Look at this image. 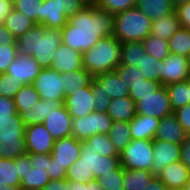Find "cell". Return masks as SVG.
<instances>
[{
    "instance_id": "obj_30",
    "label": "cell",
    "mask_w": 190,
    "mask_h": 190,
    "mask_svg": "<svg viewBox=\"0 0 190 190\" xmlns=\"http://www.w3.org/2000/svg\"><path fill=\"white\" fill-rule=\"evenodd\" d=\"M3 25L17 39L19 36L24 35L36 24L23 13L12 9L10 14L4 19Z\"/></svg>"
},
{
    "instance_id": "obj_11",
    "label": "cell",
    "mask_w": 190,
    "mask_h": 190,
    "mask_svg": "<svg viewBox=\"0 0 190 190\" xmlns=\"http://www.w3.org/2000/svg\"><path fill=\"white\" fill-rule=\"evenodd\" d=\"M160 71V83L164 86L185 81L190 77L188 57L170 53L160 61Z\"/></svg>"
},
{
    "instance_id": "obj_31",
    "label": "cell",
    "mask_w": 190,
    "mask_h": 190,
    "mask_svg": "<svg viewBox=\"0 0 190 190\" xmlns=\"http://www.w3.org/2000/svg\"><path fill=\"white\" fill-rule=\"evenodd\" d=\"M147 55L145 47L140 41L121 43V61L122 65L139 67L142 57Z\"/></svg>"
},
{
    "instance_id": "obj_54",
    "label": "cell",
    "mask_w": 190,
    "mask_h": 190,
    "mask_svg": "<svg viewBox=\"0 0 190 190\" xmlns=\"http://www.w3.org/2000/svg\"><path fill=\"white\" fill-rule=\"evenodd\" d=\"M15 165H18V174L21 179L26 176L27 172L33 168L30 163L28 153L16 157Z\"/></svg>"
},
{
    "instance_id": "obj_21",
    "label": "cell",
    "mask_w": 190,
    "mask_h": 190,
    "mask_svg": "<svg viewBox=\"0 0 190 190\" xmlns=\"http://www.w3.org/2000/svg\"><path fill=\"white\" fill-rule=\"evenodd\" d=\"M186 136L185 130L177 121L176 116L172 113L160 119L155 139L182 145Z\"/></svg>"
},
{
    "instance_id": "obj_58",
    "label": "cell",
    "mask_w": 190,
    "mask_h": 190,
    "mask_svg": "<svg viewBox=\"0 0 190 190\" xmlns=\"http://www.w3.org/2000/svg\"><path fill=\"white\" fill-rule=\"evenodd\" d=\"M70 184L69 190H104L96 180L89 181L88 183L82 184L80 182L68 181Z\"/></svg>"
},
{
    "instance_id": "obj_60",
    "label": "cell",
    "mask_w": 190,
    "mask_h": 190,
    "mask_svg": "<svg viewBox=\"0 0 190 190\" xmlns=\"http://www.w3.org/2000/svg\"><path fill=\"white\" fill-rule=\"evenodd\" d=\"M13 9V0H0V24L10 14Z\"/></svg>"
},
{
    "instance_id": "obj_19",
    "label": "cell",
    "mask_w": 190,
    "mask_h": 190,
    "mask_svg": "<svg viewBox=\"0 0 190 190\" xmlns=\"http://www.w3.org/2000/svg\"><path fill=\"white\" fill-rule=\"evenodd\" d=\"M64 100H42L30 107H23V111L19 114L25 126L41 124L53 109H58L63 105Z\"/></svg>"
},
{
    "instance_id": "obj_40",
    "label": "cell",
    "mask_w": 190,
    "mask_h": 190,
    "mask_svg": "<svg viewBox=\"0 0 190 190\" xmlns=\"http://www.w3.org/2000/svg\"><path fill=\"white\" fill-rule=\"evenodd\" d=\"M43 0H13V9L23 13L35 24L41 25Z\"/></svg>"
},
{
    "instance_id": "obj_63",
    "label": "cell",
    "mask_w": 190,
    "mask_h": 190,
    "mask_svg": "<svg viewBox=\"0 0 190 190\" xmlns=\"http://www.w3.org/2000/svg\"><path fill=\"white\" fill-rule=\"evenodd\" d=\"M190 0H171V2L173 3V5L175 7L179 6L180 4H183V3H187L189 2Z\"/></svg>"
},
{
    "instance_id": "obj_14",
    "label": "cell",
    "mask_w": 190,
    "mask_h": 190,
    "mask_svg": "<svg viewBox=\"0 0 190 190\" xmlns=\"http://www.w3.org/2000/svg\"><path fill=\"white\" fill-rule=\"evenodd\" d=\"M153 153L154 160L151 165V172L157 175L168 164L181 161L182 146L169 141L154 139Z\"/></svg>"
},
{
    "instance_id": "obj_18",
    "label": "cell",
    "mask_w": 190,
    "mask_h": 190,
    "mask_svg": "<svg viewBox=\"0 0 190 190\" xmlns=\"http://www.w3.org/2000/svg\"><path fill=\"white\" fill-rule=\"evenodd\" d=\"M80 152L81 141L70 136L55 141L51 156L67 171L76 159L79 158Z\"/></svg>"
},
{
    "instance_id": "obj_33",
    "label": "cell",
    "mask_w": 190,
    "mask_h": 190,
    "mask_svg": "<svg viewBox=\"0 0 190 190\" xmlns=\"http://www.w3.org/2000/svg\"><path fill=\"white\" fill-rule=\"evenodd\" d=\"M108 136L117 152L120 154L124 148L132 141L129 122H113L109 129Z\"/></svg>"
},
{
    "instance_id": "obj_2",
    "label": "cell",
    "mask_w": 190,
    "mask_h": 190,
    "mask_svg": "<svg viewBox=\"0 0 190 190\" xmlns=\"http://www.w3.org/2000/svg\"><path fill=\"white\" fill-rule=\"evenodd\" d=\"M18 54L29 55L42 68H51L55 50L62 44V31L36 24L17 38Z\"/></svg>"
},
{
    "instance_id": "obj_26",
    "label": "cell",
    "mask_w": 190,
    "mask_h": 190,
    "mask_svg": "<svg viewBox=\"0 0 190 190\" xmlns=\"http://www.w3.org/2000/svg\"><path fill=\"white\" fill-rule=\"evenodd\" d=\"M136 8L142 11L152 21L170 14L176 10L171 0H137Z\"/></svg>"
},
{
    "instance_id": "obj_53",
    "label": "cell",
    "mask_w": 190,
    "mask_h": 190,
    "mask_svg": "<svg viewBox=\"0 0 190 190\" xmlns=\"http://www.w3.org/2000/svg\"><path fill=\"white\" fill-rule=\"evenodd\" d=\"M93 98L95 110L99 112H106L112 100L109 95H106L103 92H95L93 90Z\"/></svg>"
},
{
    "instance_id": "obj_23",
    "label": "cell",
    "mask_w": 190,
    "mask_h": 190,
    "mask_svg": "<svg viewBox=\"0 0 190 190\" xmlns=\"http://www.w3.org/2000/svg\"><path fill=\"white\" fill-rule=\"evenodd\" d=\"M159 122V118L137 114L129 122L132 139L154 140Z\"/></svg>"
},
{
    "instance_id": "obj_28",
    "label": "cell",
    "mask_w": 190,
    "mask_h": 190,
    "mask_svg": "<svg viewBox=\"0 0 190 190\" xmlns=\"http://www.w3.org/2000/svg\"><path fill=\"white\" fill-rule=\"evenodd\" d=\"M81 149H94L102 156L119 157V153L112 144L108 134L98 133L81 141Z\"/></svg>"
},
{
    "instance_id": "obj_68",
    "label": "cell",
    "mask_w": 190,
    "mask_h": 190,
    "mask_svg": "<svg viewBox=\"0 0 190 190\" xmlns=\"http://www.w3.org/2000/svg\"><path fill=\"white\" fill-rule=\"evenodd\" d=\"M189 68H190V54L188 56Z\"/></svg>"
},
{
    "instance_id": "obj_27",
    "label": "cell",
    "mask_w": 190,
    "mask_h": 190,
    "mask_svg": "<svg viewBox=\"0 0 190 190\" xmlns=\"http://www.w3.org/2000/svg\"><path fill=\"white\" fill-rule=\"evenodd\" d=\"M61 79H63L64 96L67 97L78 88L89 86L94 77L84 68H81L79 70L61 73Z\"/></svg>"
},
{
    "instance_id": "obj_39",
    "label": "cell",
    "mask_w": 190,
    "mask_h": 190,
    "mask_svg": "<svg viewBox=\"0 0 190 190\" xmlns=\"http://www.w3.org/2000/svg\"><path fill=\"white\" fill-rule=\"evenodd\" d=\"M170 53L188 57L190 54V29L181 27L169 40Z\"/></svg>"
},
{
    "instance_id": "obj_9",
    "label": "cell",
    "mask_w": 190,
    "mask_h": 190,
    "mask_svg": "<svg viewBox=\"0 0 190 190\" xmlns=\"http://www.w3.org/2000/svg\"><path fill=\"white\" fill-rule=\"evenodd\" d=\"M32 85L42 100H64V86L61 74L53 68L40 70Z\"/></svg>"
},
{
    "instance_id": "obj_57",
    "label": "cell",
    "mask_w": 190,
    "mask_h": 190,
    "mask_svg": "<svg viewBox=\"0 0 190 190\" xmlns=\"http://www.w3.org/2000/svg\"><path fill=\"white\" fill-rule=\"evenodd\" d=\"M70 184L66 178L52 179L41 190H69Z\"/></svg>"
},
{
    "instance_id": "obj_25",
    "label": "cell",
    "mask_w": 190,
    "mask_h": 190,
    "mask_svg": "<svg viewBox=\"0 0 190 190\" xmlns=\"http://www.w3.org/2000/svg\"><path fill=\"white\" fill-rule=\"evenodd\" d=\"M181 28L176 10L170 14L162 16L160 19L152 21V36H157L168 41Z\"/></svg>"
},
{
    "instance_id": "obj_37",
    "label": "cell",
    "mask_w": 190,
    "mask_h": 190,
    "mask_svg": "<svg viewBox=\"0 0 190 190\" xmlns=\"http://www.w3.org/2000/svg\"><path fill=\"white\" fill-rule=\"evenodd\" d=\"M26 153L25 138H0V158L15 159Z\"/></svg>"
},
{
    "instance_id": "obj_44",
    "label": "cell",
    "mask_w": 190,
    "mask_h": 190,
    "mask_svg": "<svg viewBox=\"0 0 190 190\" xmlns=\"http://www.w3.org/2000/svg\"><path fill=\"white\" fill-rule=\"evenodd\" d=\"M138 68L145 79L160 82V61L150 54L142 57Z\"/></svg>"
},
{
    "instance_id": "obj_36",
    "label": "cell",
    "mask_w": 190,
    "mask_h": 190,
    "mask_svg": "<svg viewBox=\"0 0 190 190\" xmlns=\"http://www.w3.org/2000/svg\"><path fill=\"white\" fill-rule=\"evenodd\" d=\"M25 124L18 113L0 120V138H25Z\"/></svg>"
},
{
    "instance_id": "obj_49",
    "label": "cell",
    "mask_w": 190,
    "mask_h": 190,
    "mask_svg": "<svg viewBox=\"0 0 190 190\" xmlns=\"http://www.w3.org/2000/svg\"><path fill=\"white\" fill-rule=\"evenodd\" d=\"M177 121L185 130L186 135H190V103L182 108L173 111Z\"/></svg>"
},
{
    "instance_id": "obj_8",
    "label": "cell",
    "mask_w": 190,
    "mask_h": 190,
    "mask_svg": "<svg viewBox=\"0 0 190 190\" xmlns=\"http://www.w3.org/2000/svg\"><path fill=\"white\" fill-rule=\"evenodd\" d=\"M112 124L113 120L107 112L94 110L87 116L72 118L71 136L76 140L83 141L98 133L108 134Z\"/></svg>"
},
{
    "instance_id": "obj_43",
    "label": "cell",
    "mask_w": 190,
    "mask_h": 190,
    "mask_svg": "<svg viewBox=\"0 0 190 190\" xmlns=\"http://www.w3.org/2000/svg\"><path fill=\"white\" fill-rule=\"evenodd\" d=\"M96 181L104 190H124L123 167L119 165L116 169L97 177Z\"/></svg>"
},
{
    "instance_id": "obj_50",
    "label": "cell",
    "mask_w": 190,
    "mask_h": 190,
    "mask_svg": "<svg viewBox=\"0 0 190 190\" xmlns=\"http://www.w3.org/2000/svg\"><path fill=\"white\" fill-rule=\"evenodd\" d=\"M66 170L64 167H61L57 161L48 154V166H47V173L49 178L52 179H63L66 178Z\"/></svg>"
},
{
    "instance_id": "obj_45",
    "label": "cell",
    "mask_w": 190,
    "mask_h": 190,
    "mask_svg": "<svg viewBox=\"0 0 190 190\" xmlns=\"http://www.w3.org/2000/svg\"><path fill=\"white\" fill-rule=\"evenodd\" d=\"M94 3L100 9L115 15L119 12L136 7L137 0H95Z\"/></svg>"
},
{
    "instance_id": "obj_41",
    "label": "cell",
    "mask_w": 190,
    "mask_h": 190,
    "mask_svg": "<svg viewBox=\"0 0 190 190\" xmlns=\"http://www.w3.org/2000/svg\"><path fill=\"white\" fill-rule=\"evenodd\" d=\"M15 109L18 114L23 111V107H30L36 104L41 98L32 84L22 85L14 96Z\"/></svg>"
},
{
    "instance_id": "obj_20",
    "label": "cell",
    "mask_w": 190,
    "mask_h": 190,
    "mask_svg": "<svg viewBox=\"0 0 190 190\" xmlns=\"http://www.w3.org/2000/svg\"><path fill=\"white\" fill-rule=\"evenodd\" d=\"M51 68L60 74L83 68L82 54L63 43L55 50Z\"/></svg>"
},
{
    "instance_id": "obj_15",
    "label": "cell",
    "mask_w": 190,
    "mask_h": 190,
    "mask_svg": "<svg viewBox=\"0 0 190 190\" xmlns=\"http://www.w3.org/2000/svg\"><path fill=\"white\" fill-rule=\"evenodd\" d=\"M41 69L32 56L18 54L9 65L6 73L14 77L17 83L22 86L32 84Z\"/></svg>"
},
{
    "instance_id": "obj_67",
    "label": "cell",
    "mask_w": 190,
    "mask_h": 190,
    "mask_svg": "<svg viewBox=\"0 0 190 190\" xmlns=\"http://www.w3.org/2000/svg\"><path fill=\"white\" fill-rule=\"evenodd\" d=\"M187 83H188L189 88H190V77L187 79Z\"/></svg>"
},
{
    "instance_id": "obj_10",
    "label": "cell",
    "mask_w": 190,
    "mask_h": 190,
    "mask_svg": "<svg viewBox=\"0 0 190 190\" xmlns=\"http://www.w3.org/2000/svg\"><path fill=\"white\" fill-rule=\"evenodd\" d=\"M136 113L159 119L171 115L173 110L166 86L162 85L153 94L141 97V100L136 103Z\"/></svg>"
},
{
    "instance_id": "obj_7",
    "label": "cell",
    "mask_w": 190,
    "mask_h": 190,
    "mask_svg": "<svg viewBox=\"0 0 190 190\" xmlns=\"http://www.w3.org/2000/svg\"><path fill=\"white\" fill-rule=\"evenodd\" d=\"M153 154V140L132 139L119 154L120 165L124 169L151 171Z\"/></svg>"
},
{
    "instance_id": "obj_62",
    "label": "cell",
    "mask_w": 190,
    "mask_h": 190,
    "mask_svg": "<svg viewBox=\"0 0 190 190\" xmlns=\"http://www.w3.org/2000/svg\"><path fill=\"white\" fill-rule=\"evenodd\" d=\"M21 188H17L14 186H9V185H0V190H20Z\"/></svg>"
},
{
    "instance_id": "obj_56",
    "label": "cell",
    "mask_w": 190,
    "mask_h": 190,
    "mask_svg": "<svg viewBox=\"0 0 190 190\" xmlns=\"http://www.w3.org/2000/svg\"><path fill=\"white\" fill-rule=\"evenodd\" d=\"M17 39L11 32L3 25L0 24V46H17Z\"/></svg>"
},
{
    "instance_id": "obj_65",
    "label": "cell",
    "mask_w": 190,
    "mask_h": 190,
    "mask_svg": "<svg viewBox=\"0 0 190 190\" xmlns=\"http://www.w3.org/2000/svg\"><path fill=\"white\" fill-rule=\"evenodd\" d=\"M87 3H94V0H85Z\"/></svg>"
},
{
    "instance_id": "obj_24",
    "label": "cell",
    "mask_w": 190,
    "mask_h": 190,
    "mask_svg": "<svg viewBox=\"0 0 190 190\" xmlns=\"http://www.w3.org/2000/svg\"><path fill=\"white\" fill-rule=\"evenodd\" d=\"M113 122H130L136 115V103L129 96L112 99L107 111Z\"/></svg>"
},
{
    "instance_id": "obj_1",
    "label": "cell",
    "mask_w": 190,
    "mask_h": 190,
    "mask_svg": "<svg viewBox=\"0 0 190 190\" xmlns=\"http://www.w3.org/2000/svg\"><path fill=\"white\" fill-rule=\"evenodd\" d=\"M114 15L88 3L77 14L68 18L61 29L62 43L83 54L101 38L113 35Z\"/></svg>"
},
{
    "instance_id": "obj_32",
    "label": "cell",
    "mask_w": 190,
    "mask_h": 190,
    "mask_svg": "<svg viewBox=\"0 0 190 190\" xmlns=\"http://www.w3.org/2000/svg\"><path fill=\"white\" fill-rule=\"evenodd\" d=\"M166 89L173 111L190 103V88L187 80L171 83L166 86Z\"/></svg>"
},
{
    "instance_id": "obj_51",
    "label": "cell",
    "mask_w": 190,
    "mask_h": 190,
    "mask_svg": "<svg viewBox=\"0 0 190 190\" xmlns=\"http://www.w3.org/2000/svg\"><path fill=\"white\" fill-rule=\"evenodd\" d=\"M16 113L14 99L0 96V120L10 119Z\"/></svg>"
},
{
    "instance_id": "obj_59",
    "label": "cell",
    "mask_w": 190,
    "mask_h": 190,
    "mask_svg": "<svg viewBox=\"0 0 190 190\" xmlns=\"http://www.w3.org/2000/svg\"><path fill=\"white\" fill-rule=\"evenodd\" d=\"M181 146V161L190 171V135L186 136V139Z\"/></svg>"
},
{
    "instance_id": "obj_34",
    "label": "cell",
    "mask_w": 190,
    "mask_h": 190,
    "mask_svg": "<svg viewBox=\"0 0 190 190\" xmlns=\"http://www.w3.org/2000/svg\"><path fill=\"white\" fill-rule=\"evenodd\" d=\"M162 84L158 81L147 80L142 77V80L129 81V94L128 96L137 103L141 100V97H146L147 95L153 94V92L157 91Z\"/></svg>"
},
{
    "instance_id": "obj_16",
    "label": "cell",
    "mask_w": 190,
    "mask_h": 190,
    "mask_svg": "<svg viewBox=\"0 0 190 190\" xmlns=\"http://www.w3.org/2000/svg\"><path fill=\"white\" fill-rule=\"evenodd\" d=\"M91 85L95 92H103L111 99L127 97L129 94L128 84L120 79L116 71L98 74Z\"/></svg>"
},
{
    "instance_id": "obj_12",
    "label": "cell",
    "mask_w": 190,
    "mask_h": 190,
    "mask_svg": "<svg viewBox=\"0 0 190 190\" xmlns=\"http://www.w3.org/2000/svg\"><path fill=\"white\" fill-rule=\"evenodd\" d=\"M63 105L72 118L91 114L95 110L92 85L71 92L64 98Z\"/></svg>"
},
{
    "instance_id": "obj_35",
    "label": "cell",
    "mask_w": 190,
    "mask_h": 190,
    "mask_svg": "<svg viewBox=\"0 0 190 190\" xmlns=\"http://www.w3.org/2000/svg\"><path fill=\"white\" fill-rule=\"evenodd\" d=\"M9 185L20 188L21 178L18 174V165L15 159L0 158V185Z\"/></svg>"
},
{
    "instance_id": "obj_4",
    "label": "cell",
    "mask_w": 190,
    "mask_h": 190,
    "mask_svg": "<svg viewBox=\"0 0 190 190\" xmlns=\"http://www.w3.org/2000/svg\"><path fill=\"white\" fill-rule=\"evenodd\" d=\"M83 68L93 77L115 71L121 61V42L113 35L101 38L82 54Z\"/></svg>"
},
{
    "instance_id": "obj_13",
    "label": "cell",
    "mask_w": 190,
    "mask_h": 190,
    "mask_svg": "<svg viewBox=\"0 0 190 190\" xmlns=\"http://www.w3.org/2000/svg\"><path fill=\"white\" fill-rule=\"evenodd\" d=\"M24 137L27 153H52L55 140L43 123L26 126Z\"/></svg>"
},
{
    "instance_id": "obj_17",
    "label": "cell",
    "mask_w": 190,
    "mask_h": 190,
    "mask_svg": "<svg viewBox=\"0 0 190 190\" xmlns=\"http://www.w3.org/2000/svg\"><path fill=\"white\" fill-rule=\"evenodd\" d=\"M43 124L55 141L72 135V116L64 105L58 109H53L45 118Z\"/></svg>"
},
{
    "instance_id": "obj_5",
    "label": "cell",
    "mask_w": 190,
    "mask_h": 190,
    "mask_svg": "<svg viewBox=\"0 0 190 190\" xmlns=\"http://www.w3.org/2000/svg\"><path fill=\"white\" fill-rule=\"evenodd\" d=\"M152 20L133 7L114 15L113 36L118 41L142 42L151 33Z\"/></svg>"
},
{
    "instance_id": "obj_52",
    "label": "cell",
    "mask_w": 190,
    "mask_h": 190,
    "mask_svg": "<svg viewBox=\"0 0 190 190\" xmlns=\"http://www.w3.org/2000/svg\"><path fill=\"white\" fill-rule=\"evenodd\" d=\"M176 12L181 27L190 29V1L177 6Z\"/></svg>"
},
{
    "instance_id": "obj_3",
    "label": "cell",
    "mask_w": 190,
    "mask_h": 190,
    "mask_svg": "<svg viewBox=\"0 0 190 190\" xmlns=\"http://www.w3.org/2000/svg\"><path fill=\"white\" fill-rule=\"evenodd\" d=\"M119 165V157L102 156L94 149H81L79 158L68 168L66 179L85 184Z\"/></svg>"
},
{
    "instance_id": "obj_46",
    "label": "cell",
    "mask_w": 190,
    "mask_h": 190,
    "mask_svg": "<svg viewBox=\"0 0 190 190\" xmlns=\"http://www.w3.org/2000/svg\"><path fill=\"white\" fill-rule=\"evenodd\" d=\"M21 85L11 75L7 73L0 74V96L14 98L20 90Z\"/></svg>"
},
{
    "instance_id": "obj_61",
    "label": "cell",
    "mask_w": 190,
    "mask_h": 190,
    "mask_svg": "<svg viewBox=\"0 0 190 190\" xmlns=\"http://www.w3.org/2000/svg\"><path fill=\"white\" fill-rule=\"evenodd\" d=\"M142 190H169L166 185L155 176Z\"/></svg>"
},
{
    "instance_id": "obj_55",
    "label": "cell",
    "mask_w": 190,
    "mask_h": 190,
    "mask_svg": "<svg viewBox=\"0 0 190 190\" xmlns=\"http://www.w3.org/2000/svg\"><path fill=\"white\" fill-rule=\"evenodd\" d=\"M31 165L34 168H41L47 170L48 154L28 153Z\"/></svg>"
},
{
    "instance_id": "obj_29",
    "label": "cell",
    "mask_w": 190,
    "mask_h": 190,
    "mask_svg": "<svg viewBox=\"0 0 190 190\" xmlns=\"http://www.w3.org/2000/svg\"><path fill=\"white\" fill-rule=\"evenodd\" d=\"M155 176L148 170L123 168V188L124 190H142Z\"/></svg>"
},
{
    "instance_id": "obj_66",
    "label": "cell",
    "mask_w": 190,
    "mask_h": 190,
    "mask_svg": "<svg viewBox=\"0 0 190 190\" xmlns=\"http://www.w3.org/2000/svg\"><path fill=\"white\" fill-rule=\"evenodd\" d=\"M169 190H184V188H176V189H169Z\"/></svg>"
},
{
    "instance_id": "obj_42",
    "label": "cell",
    "mask_w": 190,
    "mask_h": 190,
    "mask_svg": "<svg viewBox=\"0 0 190 190\" xmlns=\"http://www.w3.org/2000/svg\"><path fill=\"white\" fill-rule=\"evenodd\" d=\"M146 53L153 56L158 61H163L169 54V44L157 36L149 35L142 41Z\"/></svg>"
},
{
    "instance_id": "obj_48",
    "label": "cell",
    "mask_w": 190,
    "mask_h": 190,
    "mask_svg": "<svg viewBox=\"0 0 190 190\" xmlns=\"http://www.w3.org/2000/svg\"><path fill=\"white\" fill-rule=\"evenodd\" d=\"M115 71L126 84H128L129 81L142 80L143 77L141 70L135 66L119 64Z\"/></svg>"
},
{
    "instance_id": "obj_22",
    "label": "cell",
    "mask_w": 190,
    "mask_h": 190,
    "mask_svg": "<svg viewBox=\"0 0 190 190\" xmlns=\"http://www.w3.org/2000/svg\"><path fill=\"white\" fill-rule=\"evenodd\" d=\"M168 189L183 188L190 179V171L182 161L168 164L156 175Z\"/></svg>"
},
{
    "instance_id": "obj_6",
    "label": "cell",
    "mask_w": 190,
    "mask_h": 190,
    "mask_svg": "<svg viewBox=\"0 0 190 190\" xmlns=\"http://www.w3.org/2000/svg\"><path fill=\"white\" fill-rule=\"evenodd\" d=\"M87 4L85 0H43L41 25L45 28L62 29L68 23V18Z\"/></svg>"
},
{
    "instance_id": "obj_64",
    "label": "cell",
    "mask_w": 190,
    "mask_h": 190,
    "mask_svg": "<svg viewBox=\"0 0 190 190\" xmlns=\"http://www.w3.org/2000/svg\"><path fill=\"white\" fill-rule=\"evenodd\" d=\"M183 188L184 190H190V179L186 182Z\"/></svg>"
},
{
    "instance_id": "obj_47",
    "label": "cell",
    "mask_w": 190,
    "mask_h": 190,
    "mask_svg": "<svg viewBox=\"0 0 190 190\" xmlns=\"http://www.w3.org/2000/svg\"><path fill=\"white\" fill-rule=\"evenodd\" d=\"M17 55V46H0V74L6 73L9 65Z\"/></svg>"
},
{
    "instance_id": "obj_38",
    "label": "cell",
    "mask_w": 190,
    "mask_h": 190,
    "mask_svg": "<svg viewBox=\"0 0 190 190\" xmlns=\"http://www.w3.org/2000/svg\"><path fill=\"white\" fill-rule=\"evenodd\" d=\"M50 180L47 170L33 167L21 179L20 188L22 190H41Z\"/></svg>"
}]
</instances>
